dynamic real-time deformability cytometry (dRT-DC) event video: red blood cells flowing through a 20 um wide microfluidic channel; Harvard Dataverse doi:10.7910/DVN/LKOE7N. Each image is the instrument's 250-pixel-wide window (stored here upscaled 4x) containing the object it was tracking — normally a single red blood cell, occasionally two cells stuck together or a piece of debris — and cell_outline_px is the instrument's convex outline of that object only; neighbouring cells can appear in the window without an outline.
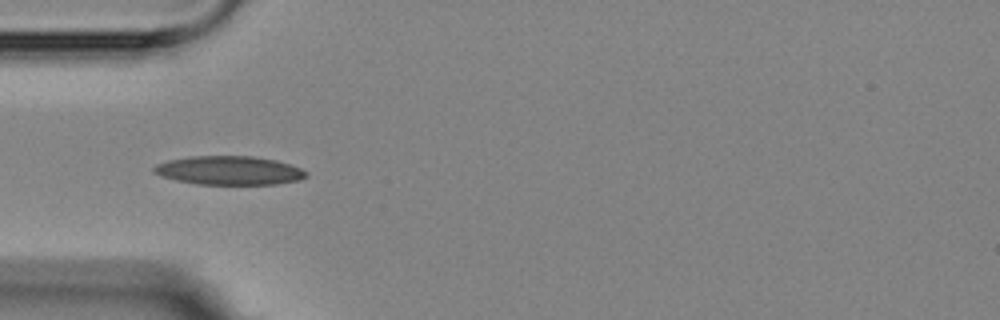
{"species": "Egyptian fruit bat (a non-hibernating species)", "species_latin": "Rousettus aegyptiacus", "temperature_condition": "room temperature", "stored_images_in_passage": 7, "camera_frame_rate_fps": 3000, "um_per_image_px": 0.085, "animal": {"sex": "female"}, "frame": {"image": 1, "passage_image": 4, "time_ms": 3.333, "image_size_px": [1000, 320], "cell_outline_px": [[308, 176], [300, 180], [276, 184], [196, 184], [176, 180], [160, 176], [152, 172], [152, 168], [156, 164], [168, 160], [188, 156], [252, 156], [276, 160], [300, 168], [308, 172]], "centroid_in_image_um": [19.45, 14.49], "position_along_channel_um": 65.5, "area_um2": 25.66}}
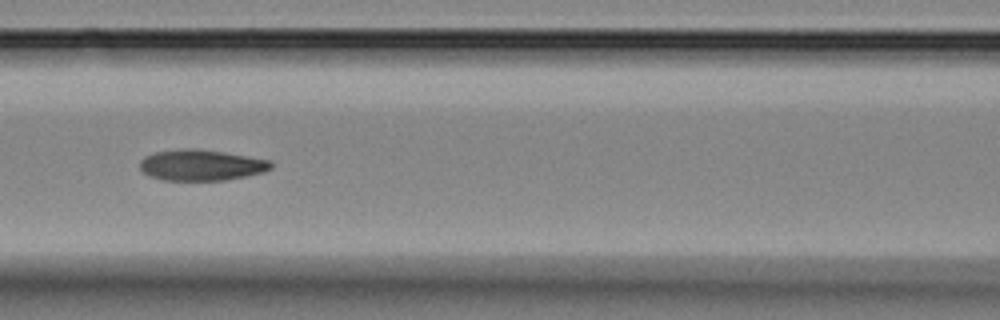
{"frame": {"image": 2, "passage_image": 6, "time_ms": 5.667, "image_size_px": [1000, 320], "cell_outline_px": [[272, 168], [264, 172], [224, 180], [164, 180], [152, 176], [144, 172], [140, 168], [140, 160], [144, 156], [156, 152], [184, 148], [196, 148], [224, 152], [272, 160]], "centroid_in_image_um": [17.12, 14.02], "position_along_channel_um": 149.5, "area_um2": 23.58}}
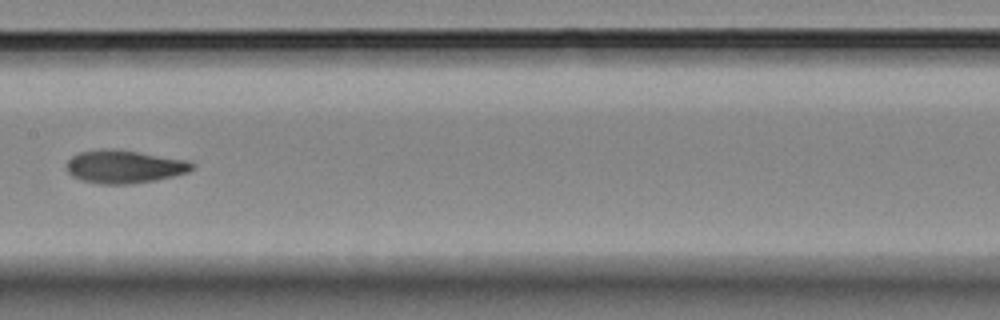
{"frame": {"image": 3, "passage_image": 7, "time_ms": 7.0, "image_size_px": [1000, 320], "cell_outline_px": [[196, 164], [188, 172], [156, 180], [132, 184], [100, 184], [80, 180], [72, 176], [64, 168], [64, 164], [72, 156], [80, 152], [108, 148], [112, 148], [188, 160]], "centroid_in_image_um": [10.52, 14.17], "position_along_channel_um": 196.9, "area_um2": 24.33}}